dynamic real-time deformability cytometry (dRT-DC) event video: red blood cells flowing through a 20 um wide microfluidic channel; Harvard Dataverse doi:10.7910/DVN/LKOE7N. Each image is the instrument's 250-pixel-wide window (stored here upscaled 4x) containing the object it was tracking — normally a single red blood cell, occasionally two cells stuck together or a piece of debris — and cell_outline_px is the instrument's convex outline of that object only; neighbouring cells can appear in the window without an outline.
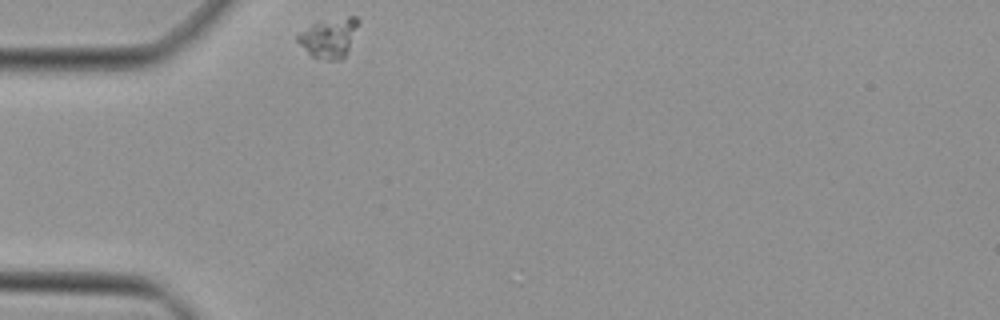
{"species": "Egyptian fruit bat (a non-hibernating species)", "species_latin": "Rousettus aegyptiacus", "temperature_condition": "cold", "stored_images_in_passage": 8, "camera_frame_rate_fps": 3000, "um_per_image_px": 0.085, "animal": {"sex": "female"}, "frame": {"image": 1, "passage_image": 1, "time_ms": 0.0, "image_size_px": [1000, 320], "cell_outline_px": [[360, 20], [348, 48], [344, 56], [340, 60], [328, 60], [312, 56], [296, 40], [296, 36], [300, 32], [312, 24], [348, 16], [356, 16]], "centroid_in_image_um": [27.97, 3.2], "position_along_channel_um": 57.0, "area_um2": 13.53}}
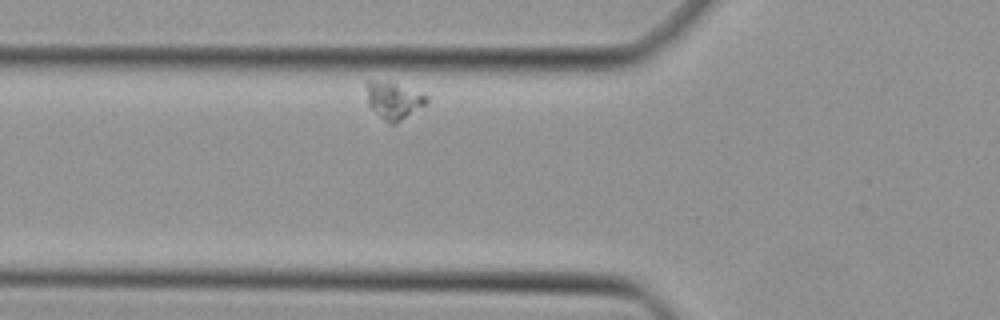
{"frame": {"image": 2, "passage_image": 5, "time_ms": 1.333, "image_size_px": [1000, 320], "cell_outline_px": [[428, 100], [424, 104], [396, 124], [388, 124], [368, 104], [364, 84], [368, 80], [388, 80], [428, 96]], "centroid_in_image_um": [33.39, 8.5], "position_along_channel_um": 92.4, "area_um2": 13.01}}